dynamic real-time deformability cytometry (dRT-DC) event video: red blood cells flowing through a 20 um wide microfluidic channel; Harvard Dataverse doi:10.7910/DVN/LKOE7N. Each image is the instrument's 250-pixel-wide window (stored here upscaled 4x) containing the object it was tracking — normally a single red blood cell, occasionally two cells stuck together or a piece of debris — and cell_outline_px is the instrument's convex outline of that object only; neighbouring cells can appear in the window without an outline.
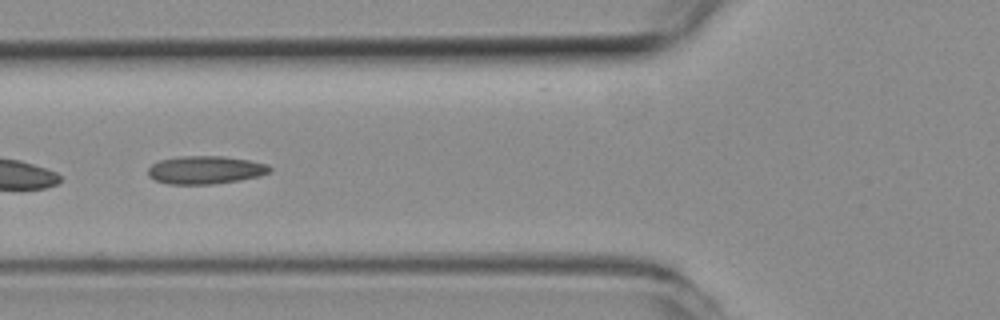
{"species": "common noctule bat (a hibernating species)", "species_latin": "Nyctalus noctula", "temperature_condition": "room temperature", "stored_images_in_passage": 21, "camera_frame_rate_fps": 3000, "um_per_image_px": 0.085, "animal": {"sex": "female", "body_mass_g": 19.3, "forearm_length_mm": 54.1}, "frame": {"image": 1, "passage_image": 19, "time_ms": 6.0, "image_size_px": [1000, 320], "cell_outline_px": [[272, 172], [260, 176], [240, 180], [212, 184], [168, 184], [152, 180], [148, 176], [148, 168], [152, 164], [160, 160], [180, 156], [224, 156], [248, 160], [268, 164], [272, 168]], "centroid_in_image_um": [17.46, 14.45], "position_along_channel_um": 108.3, "area_um2": 20.11}}